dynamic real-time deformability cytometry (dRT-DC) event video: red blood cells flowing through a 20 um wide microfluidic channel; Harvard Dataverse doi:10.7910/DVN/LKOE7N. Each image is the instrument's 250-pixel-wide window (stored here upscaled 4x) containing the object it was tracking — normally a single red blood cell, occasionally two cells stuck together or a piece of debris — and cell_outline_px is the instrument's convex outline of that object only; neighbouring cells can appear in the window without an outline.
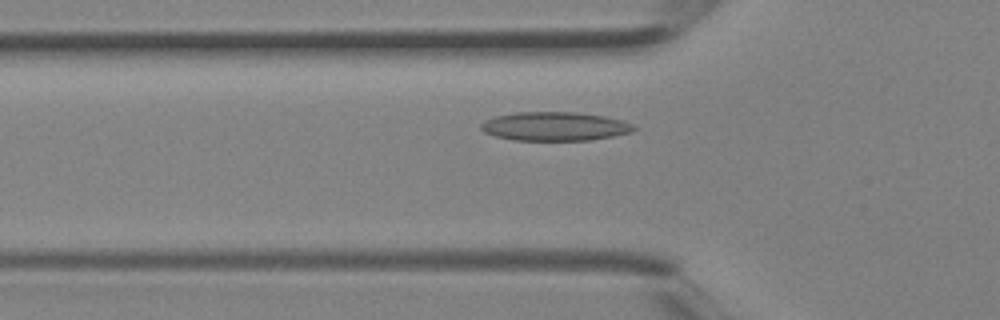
{"species": "Egyptian fruit bat (a non-hibernating species)", "species_latin": "Rousettus aegyptiacus", "temperature_condition": "room temperature", "stored_images_in_passage": 35, "camera_frame_rate_fps": 3000, "um_per_image_px": 0.085, "animal": {"sex": "female"}, "frame": {"image": 1, "passage_image": 9, "time_ms": 2.667, "image_size_px": [1000, 320], "cell_outline_px": [[636, 128], [632, 132], [612, 136], [588, 140], [512, 140], [496, 136], [484, 132], [480, 128], [480, 124], [484, 120], [496, 116], [516, 112], [576, 112], [604, 116], [620, 120], [632, 124]], "centroid_in_image_um": [47.12, 10.74], "position_along_channel_um": 78.7, "area_um2": 25.55}}
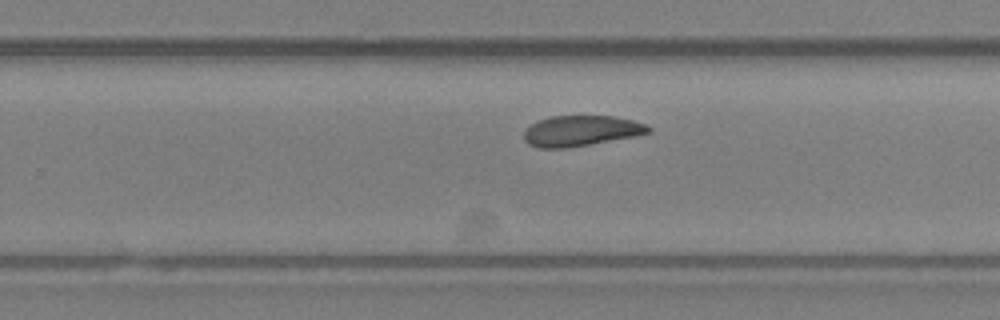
{"frame": {"image": 2, "passage_image": 21, "time_ms": 6.667, "image_size_px": [1000, 320], "cell_outline_px": [[652, 132], [636, 136], [564, 148], [540, 148], [528, 144], [524, 140], [524, 132], [536, 120], [552, 116], [612, 116], [632, 120], [644, 124], [652, 128]], "centroid_in_image_um": [49.38, 11.12], "position_along_channel_um": 280.4, "area_um2": 22.02}}
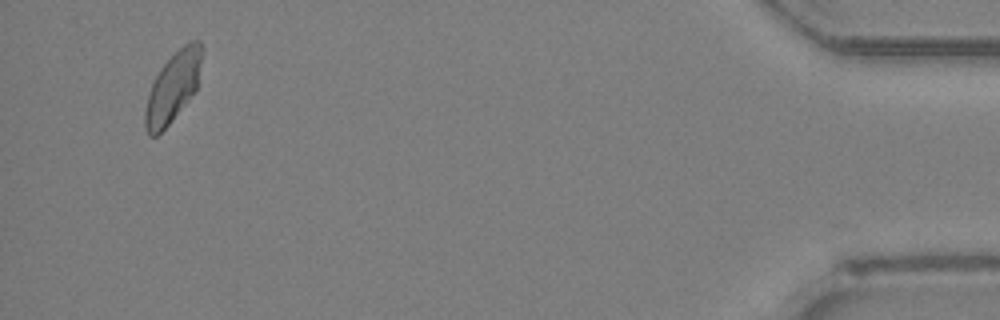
{"frame": {"image": 3, "passage_image": 34, "time_ms": 11.0, "image_size_px": [1000, 320], "cell_outline_px": [[204, 48], [196, 92], [168, 124], [156, 136], [148, 136], [144, 128], [144, 112], [148, 96], [152, 84], [160, 68], [184, 44], [192, 40], [200, 40]], "centroid_in_image_um": [14.72, 7.4], "position_along_channel_um": 420.5, "area_um2": 23.12}}